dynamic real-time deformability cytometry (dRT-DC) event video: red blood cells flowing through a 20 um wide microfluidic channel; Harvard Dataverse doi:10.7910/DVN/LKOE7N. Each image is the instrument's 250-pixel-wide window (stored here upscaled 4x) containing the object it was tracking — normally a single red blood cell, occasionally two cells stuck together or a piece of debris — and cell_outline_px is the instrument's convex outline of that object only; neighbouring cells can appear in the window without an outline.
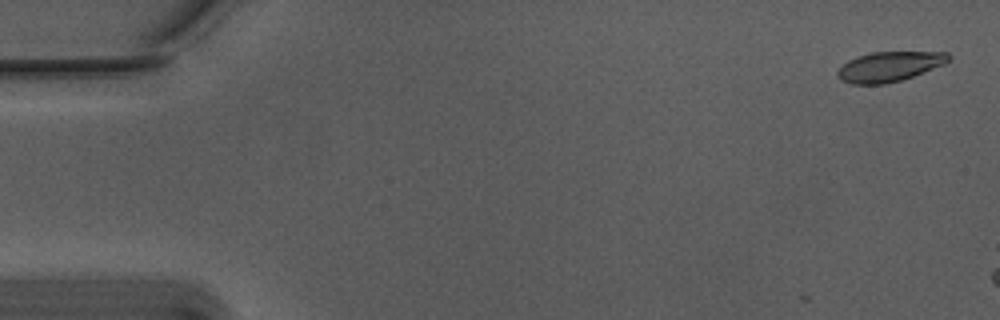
{"species": "Egyptian fruit bat (a non-hibernating species)", "species_latin": "Rousettus aegyptiacus", "temperature_condition": "warm", "stored_images_in_passage": 6, "camera_frame_rate_fps": 3000, "um_per_image_px": 0.085, "animal": {"sex": "male"}, "frame": {"image": 1, "passage_image": 2, "time_ms": 0.333, "image_size_px": [1000, 320], "cell_outline_px": [[952, 56], [944, 64], [912, 76], [900, 80], [884, 84], [852, 84], [840, 80], [836, 72], [848, 60], [872, 52], [948, 52]], "centroid_in_image_um": [75.59, 5.66], "position_along_channel_um": 9.4, "area_um2": 19.07}}